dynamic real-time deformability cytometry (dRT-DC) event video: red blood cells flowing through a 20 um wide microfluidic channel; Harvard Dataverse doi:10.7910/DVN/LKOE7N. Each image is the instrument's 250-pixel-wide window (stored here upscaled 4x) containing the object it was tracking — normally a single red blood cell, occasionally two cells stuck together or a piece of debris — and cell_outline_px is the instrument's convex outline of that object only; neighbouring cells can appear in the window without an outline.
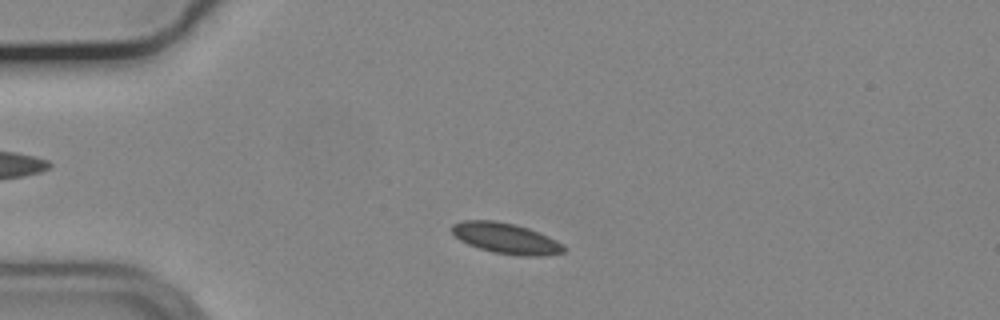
{"species": "common noctule bat (a hibernating species)", "species_latin": "Nyctalus noctula", "temperature_condition": "cold", "stored_images_in_passage": 45, "camera_frame_rate_fps": 3000, "um_per_image_px": 0.085, "animal": {"sex": "male", "body_mass_g": 19.2, "forearm_length_mm": 51.8}, "frame": {"image": 1, "passage_image": 3, "time_ms": 0.667, "image_size_px": [1000, 320], "cell_outline_px": [[564, 252], [544, 256], [520, 256], [492, 252], [468, 244], [460, 240], [452, 232], [452, 224], [464, 220], [496, 220], [516, 224], [528, 228], [548, 236], [564, 244]], "centroid_in_image_um": [43.02, 20.25], "position_along_channel_um": 42.0, "area_um2": 20.06}}
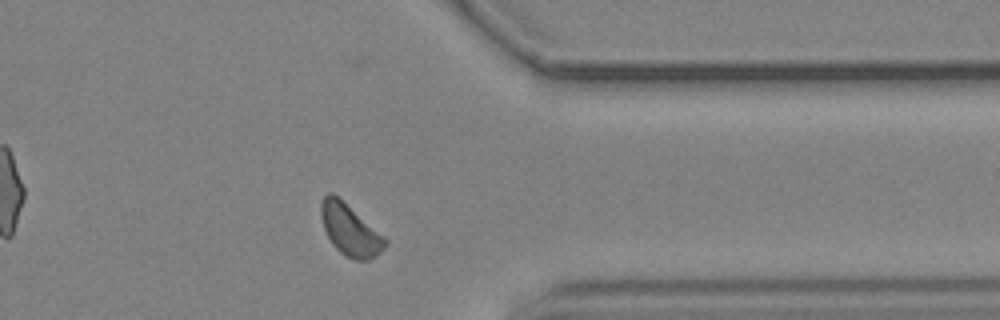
{"frame": {"image": 2, "passage_image": 34, "time_ms": 11.0, "image_size_px": [1000, 320], "cell_outline_px": [[388, 244], [376, 256], [368, 260], [356, 260], [344, 256], [332, 244], [324, 228], [320, 216], [320, 204], [324, 196], [328, 192], [332, 192], [384, 236], [388, 240]], "centroid_in_image_um": [29.74, 19.56], "position_along_channel_um": 381.7, "area_um2": 19.02}}
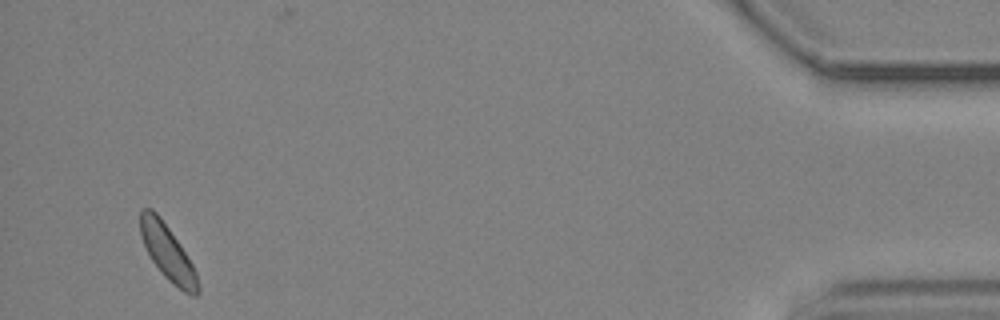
{"frame": {"image": 3, "passage_image": 43, "time_ms": 14.0, "image_size_px": [1000, 320], "cell_outline_px": [[200, 292], [196, 296], [192, 296], [184, 292], [168, 280], [164, 276], [152, 260], [140, 236], [140, 208], [152, 208], [160, 216], [180, 244], [192, 264], [196, 272], [200, 288]], "centroid_in_image_um": [14.25, 21.46], "position_along_channel_um": 421.0, "area_um2": 18.5}}